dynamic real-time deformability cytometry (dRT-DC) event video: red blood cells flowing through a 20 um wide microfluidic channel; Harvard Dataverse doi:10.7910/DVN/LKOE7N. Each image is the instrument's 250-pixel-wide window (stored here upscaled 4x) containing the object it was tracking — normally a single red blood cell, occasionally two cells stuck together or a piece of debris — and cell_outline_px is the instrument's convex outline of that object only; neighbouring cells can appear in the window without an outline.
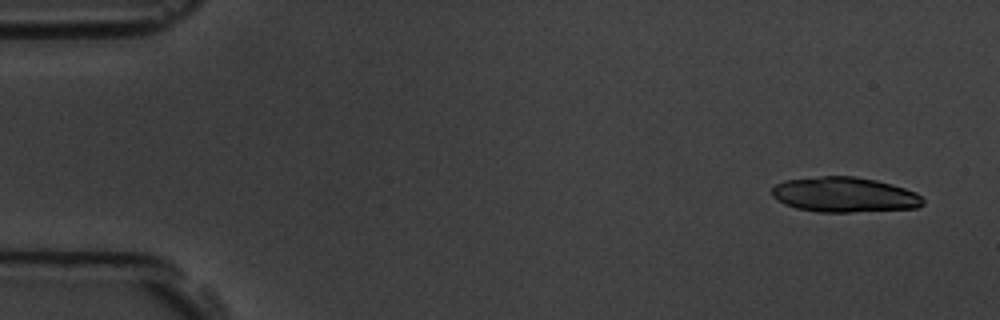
{"species": "common noctule bat (a hibernating species)", "species_latin": "Nyctalus noctula", "temperature_condition": "room temperature", "stored_images_in_passage": 6, "camera_frame_rate_fps": 3000, "um_per_image_px": 0.085, "animal": {"sex": "male", "body_mass_g": 19.5, "forearm_length_mm": 54.6}, "frame": {"image": 1, "passage_image": 1, "time_ms": 0.0, "image_size_px": [1000, 320], "cell_outline_px": [[924, 204], [916, 208], [848, 212], [816, 212], [796, 208], [784, 204], [772, 196], [772, 188], [776, 184], [784, 180], [820, 176], [856, 176], [876, 180], [892, 184], [916, 192], [924, 200]], "centroid_in_image_um": [71.76, 16.54], "position_along_channel_um": 13.2, "area_um2": 30.98}}